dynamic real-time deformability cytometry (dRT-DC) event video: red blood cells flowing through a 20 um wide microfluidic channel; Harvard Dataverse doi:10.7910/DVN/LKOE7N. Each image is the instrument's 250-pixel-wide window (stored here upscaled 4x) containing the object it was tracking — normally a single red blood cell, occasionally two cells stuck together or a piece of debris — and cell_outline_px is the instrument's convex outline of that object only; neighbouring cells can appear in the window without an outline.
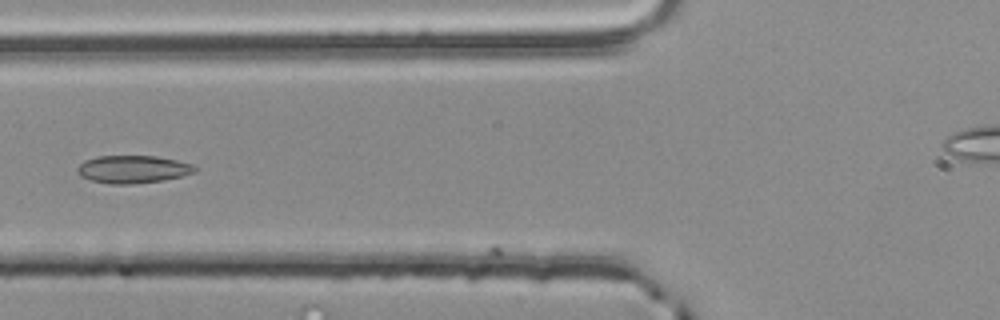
{"species": "common noctule bat (a hibernating species)", "species_latin": "Nyctalus noctula", "temperature_condition": "room temperature", "stored_images_in_passage": 8, "camera_frame_rate_fps": 3000, "um_per_image_px": 0.085, "animal": {"sex": "male", "body_mass_g": 20.4}, "frame": {"image": 1, "passage_image": 7, "time_ms": 2.0, "image_size_px": [1000, 320], "cell_outline_px": [[196, 172], [164, 180], [132, 184], [108, 184], [92, 180], [80, 176], [76, 172], [76, 168], [84, 160], [96, 156], [156, 156], [176, 160], [192, 164], [196, 168]], "centroid_in_image_um": [11.26, 14.39], "position_along_channel_um": 114.5, "area_um2": 19.02}}